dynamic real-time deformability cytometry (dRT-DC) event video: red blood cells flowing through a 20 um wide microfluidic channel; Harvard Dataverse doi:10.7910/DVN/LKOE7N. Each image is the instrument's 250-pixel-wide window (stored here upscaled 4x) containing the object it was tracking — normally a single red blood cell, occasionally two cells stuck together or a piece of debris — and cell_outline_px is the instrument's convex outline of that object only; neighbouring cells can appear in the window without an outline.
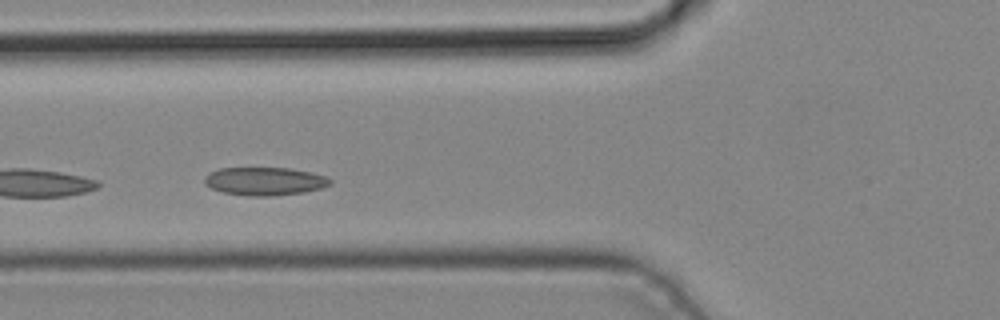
{"species": "common noctule bat (a hibernating species)", "species_latin": "Nyctalus noctula", "temperature_condition": "cold", "stored_images_in_passage": 4, "camera_frame_rate_fps": 3000, "um_per_image_px": 0.085, "animal": {"sex": "male", "body_mass_g": 19.2, "forearm_length_mm": 51.8}, "frame": {"image": 1, "passage_image": 4, "time_ms": 1.0, "image_size_px": [1000, 320], "cell_outline_px": [[332, 184], [320, 188], [304, 192], [272, 196], [248, 196], [224, 192], [212, 188], [204, 184], [204, 176], [220, 168], [288, 168], [312, 172], [324, 176], [332, 180]], "centroid_in_image_um": [22.51, 15.4], "position_along_channel_um": 103.3, "area_um2": 20.52}}